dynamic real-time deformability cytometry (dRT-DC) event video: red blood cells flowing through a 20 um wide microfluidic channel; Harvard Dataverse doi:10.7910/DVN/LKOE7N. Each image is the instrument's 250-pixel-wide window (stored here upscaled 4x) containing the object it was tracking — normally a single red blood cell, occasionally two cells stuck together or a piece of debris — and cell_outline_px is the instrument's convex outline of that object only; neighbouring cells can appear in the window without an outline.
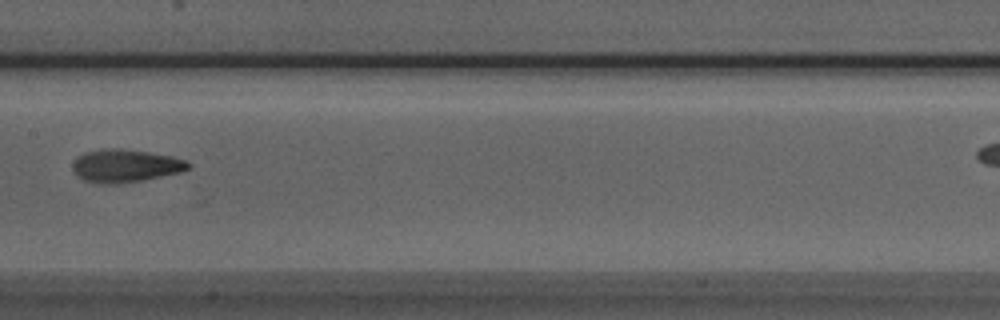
{"species": "Egyptian fruit bat (a non-hibernating species)", "species_latin": "Rousettus aegyptiacus", "temperature_condition": "room temperature", "stored_images_in_passage": 6, "camera_frame_rate_fps": 3000, "um_per_image_px": 0.085, "animal": {"sex": "male"}, "frame": {"image": 1, "passage_image": 6, "time_ms": 1.667, "image_size_px": [1000, 320], "cell_outline_px": [[192, 168], [180, 172], [144, 180], [120, 184], [96, 184], [84, 180], [76, 176], [72, 168], [72, 164], [84, 152], [108, 148], [120, 148], [148, 152], [172, 156], [184, 160], [192, 164]], "centroid_in_image_um": [10.66, 14.11], "position_along_channel_um": 196.7, "area_um2": 22.37}}